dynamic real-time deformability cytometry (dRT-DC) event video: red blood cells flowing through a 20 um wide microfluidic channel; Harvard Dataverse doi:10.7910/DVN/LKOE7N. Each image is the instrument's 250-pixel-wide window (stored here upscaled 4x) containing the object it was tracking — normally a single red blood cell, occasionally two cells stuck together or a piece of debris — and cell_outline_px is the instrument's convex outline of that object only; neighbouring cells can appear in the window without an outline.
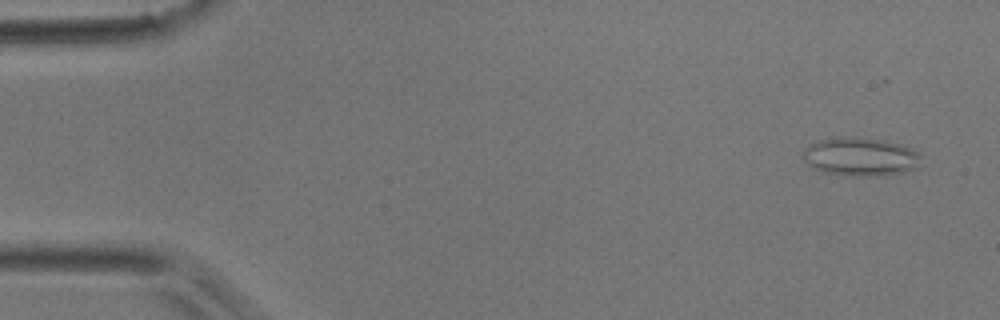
{"species": "common noctule bat (a hibernating species)", "species_latin": "Nyctalus noctula", "temperature_condition": "room temperature", "stored_images_in_passage": 5, "camera_frame_rate_fps": 3000, "um_per_image_px": 0.085, "animal": {"sex": "male", "body_mass_g": 17.9}, "frame": {"image": 1, "passage_image": 1, "time_ms": 0.0, "image_size_px": [1000, 320], "cell_outline_px": [[920, 168], [904, 172], [880, 176], [852, 176], [824, 172], [812, 168], [804, 160], [804, 148], [820, 140], [856, 136], [884, 140], [920, 152]], "centroid_in_image_um": [73.17, 13.34], "position_along_channel_um": 11.8, "area_um2": 26.41}}
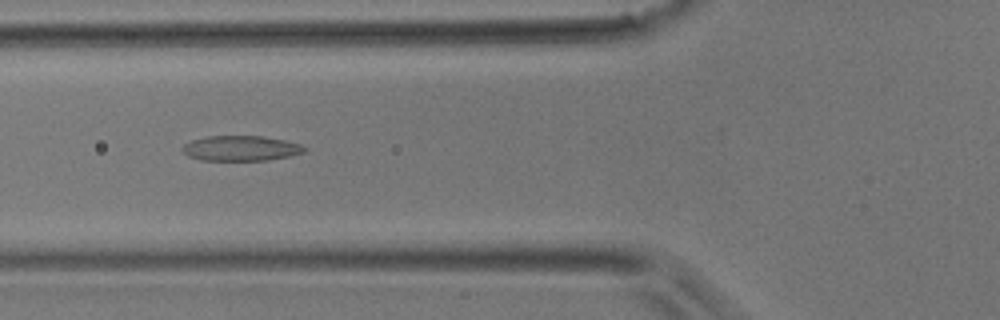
{"frame": {"image": 2, "passage_image": 5, "time_ms": 1.333, "image_size_px": [1000, 320], "cell_outline_px": [[308, 152], [268, 160], [200, 160], [188, 156], [180, 148], [184, 144], [192, 140], [208, 136], [260, 136], [284, 140], [300, 144], [308, 148]], "centroid_in_image_um": [20.49, 12.6], "position_along_channel_um": 105.3, "area_um2": 17.92}}